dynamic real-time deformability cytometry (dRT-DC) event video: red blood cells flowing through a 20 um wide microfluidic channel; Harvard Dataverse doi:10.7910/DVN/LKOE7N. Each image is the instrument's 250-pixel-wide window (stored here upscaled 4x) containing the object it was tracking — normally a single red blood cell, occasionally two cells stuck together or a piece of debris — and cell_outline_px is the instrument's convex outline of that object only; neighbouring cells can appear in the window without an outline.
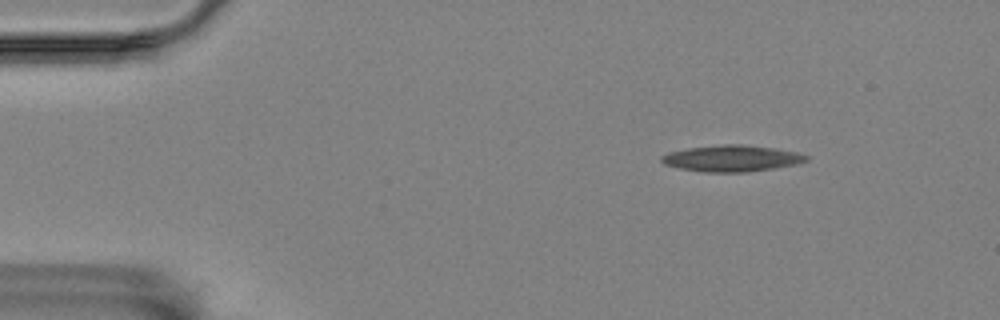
{"species": "Egyptian fruit bat (a non-hibernating species)", "species_latin": "Rousettus aegyptiacus", "temperature_condition": "room temperature", "stored_images_in_passage": 50, "camera_frame_rate_fps": 3000, "um_per_image_px": 0.085, "animal": {"sex": "female"}, "frame": {"image": 1, "passage_image": 1, "time_ms": 0.0, "image_size_px": [1000, 320], "cell_outline_px": [[808, 160], [796, 164], [776, 168], [748, 172], [704, 172], [680, 168], [664, 164], [660, 160], [660, 156], [668, 152], [688, 148], [724, 144], [740, 144], [772, 148], [796, 152], [808, 156]], "centroid_in_image_um": [62.18, 13.47], "position_along_channel_um": 22.8, "area_um2": 22.14}}
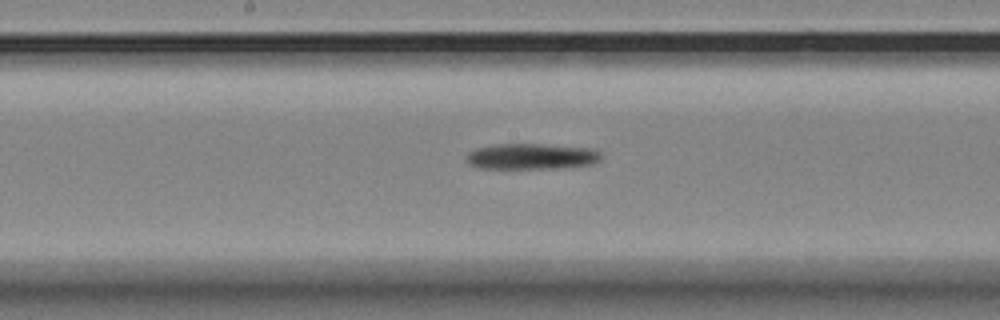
{"frame": {"image": 2, "passage_image": 23, "time_ms": 7.333, "image_size_px": [1000, 320], "cell_outline_px": [[600, 160], [592, 164], [564, 168], [480, 168], [468, 164], [468, 156], [476, 148], [500, 144], [536, 144], [592, 148], [600, 152]], "centroid_in_image_um": [45.23, 13.3], "position_along_channel_um": 203.0, "area_um2": 20.0}}
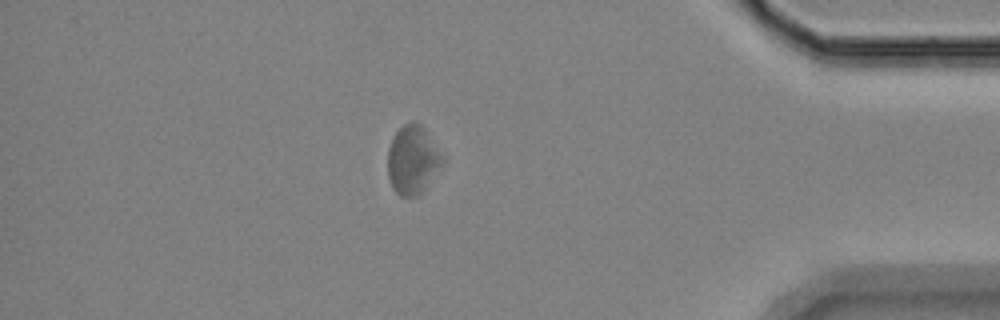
{"frame": {"image": 3, "passage_image": 43, "time_ms": 14.0, "image_size_px": [1000, 320], "cell_outline_px": [[444, 160], [424, 188], [416, 196], [400, 196], [392, 188], [388, 176], [388, 148], [396, 132], [404, 124], [420, 124], [424, 128], [444, 156]], "centroid_in_image_um": [35.05, 13.6], "position_along_channel_um": 400.1, "area_um2": 21.27}, "authors_computed_cell_mechanics": {"area_um2": 21.2704, "velocity_mm_per_s": 3.468, "shape_relaxation_time_tau1_ms": 11.0539, "shape_relaxation_time_tau2_ms": null, "deformation_change_tau1": 0.1697, "deformation_change_tau2": null}}